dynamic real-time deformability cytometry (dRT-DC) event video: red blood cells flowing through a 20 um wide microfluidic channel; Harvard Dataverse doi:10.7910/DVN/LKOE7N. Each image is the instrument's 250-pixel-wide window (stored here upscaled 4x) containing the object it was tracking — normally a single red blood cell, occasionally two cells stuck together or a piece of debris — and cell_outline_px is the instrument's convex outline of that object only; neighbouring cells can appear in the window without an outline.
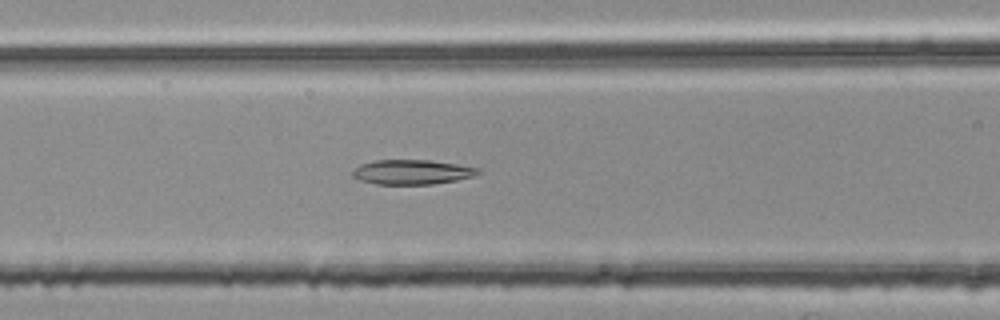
{"species": "common noctule bat (a hibernating species)", "species_latin": "Nyctalus noctula", "temperature_condition": "room temperature", "stored_images_in_passage": 41, "camera_frame_rate_fps": 3000, "um_per_image_px": 0.085, "animal": {"sex": "female", "body_mass_g": 25.1}, "frame": {"image": 1, "passage_image": 9, "time_ms": 2.667, "image_size_px": [1000, 320], "cell_outline_px": [[484, 172], [476, 176], [456, 180], [432, 184], [376, 184], [360, 180], [352, 176], [352, 172], [360, 164], [376, 160], [428, 160], [456, 164], [480, 168]], "centroid_in_image_um": [35.07, 14.62], "position_along_channel_um": 131.5, "area_um2": 18.09}}
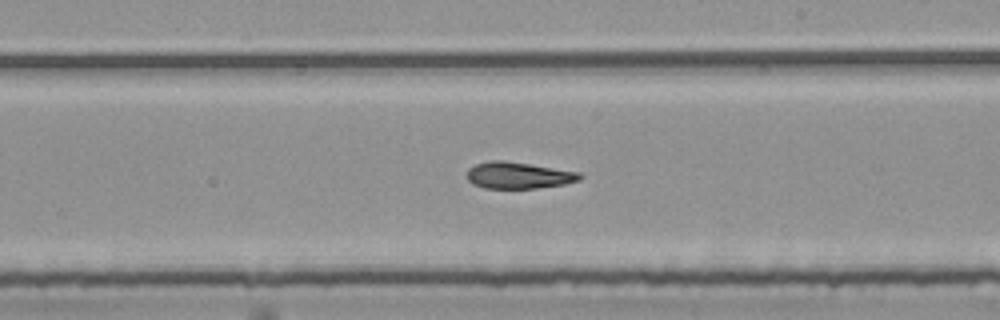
{"frame": {"image": 2, "passage_image": 18, "time_ms": 5.667, "image_size_px": [1000, 320], "cell_outline_px": [[584, 176], [580, 180], [564, 184], [536, 188], [484, 188], [472, 184], [468, 180], [468, 168], [476, 164], [488, 160], [504, 160], [580, 172]], "centroid_in_image_um": [44.07, 14.9], "position_along_channel_um": 244.9, "area_um2": 17.51}}
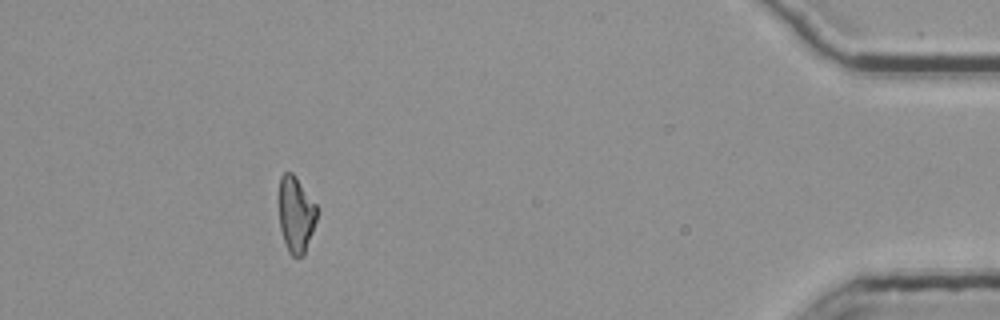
{"frame": {"image": 3, "passage_image": 36, "time_ms": 11.667, "image_size_px": [1000, 320], "cell_outline_px": [[316, 220], [304, 256], [292, 256], [288, 252], [280, 228], [276, 200], [276, 196], [280, 176], [284, 172], [292, 172], [296, 176], [316, 204]], "centroid_in_image_um": [25.09, 18.17], "position_along_channel_um": 410.1, "area_um2": 17.4}, "authors_computed_cell_mechanics": {"area_um2": 17.8024, "velocity_mm_per_s": 3.7847, "shape_relaxation_time_tau1_ms": null, "shape_relaxation_time_tau2_ms": 5.3124, "deformation_change_tau1": null, "deformation_change_tau2": 0.1349}}